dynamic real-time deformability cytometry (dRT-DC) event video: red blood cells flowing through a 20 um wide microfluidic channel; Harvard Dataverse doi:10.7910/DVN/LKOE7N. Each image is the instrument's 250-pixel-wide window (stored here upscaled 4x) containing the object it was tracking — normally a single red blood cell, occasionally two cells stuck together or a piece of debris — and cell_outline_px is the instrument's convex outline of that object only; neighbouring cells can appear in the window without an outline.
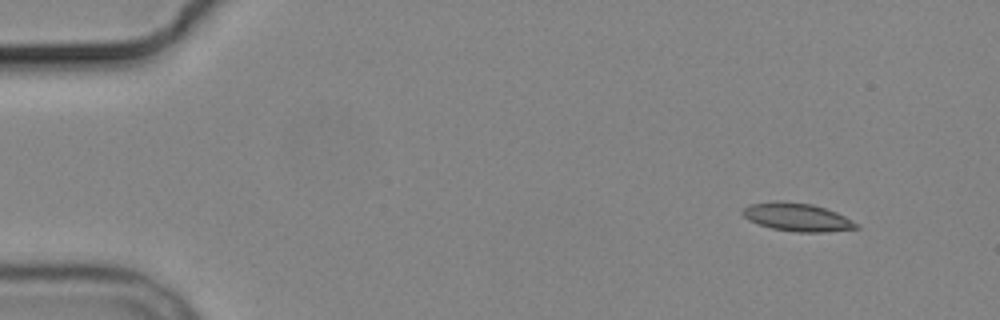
{"species": "common noctule bat (a hibernating species)", "species_latin": "Nyctalus noctula", "temperature_condition": "cold", "stored_images_in_passage": 7, "camera_frame_rate_fps": 3000, "um_per_image_px": 0.085, "animal": {"sex": "male", "body_mass_g": 19.2, "forearm_length_mm": 51.8}, "frame": {"image": 1, "passage_image": 1, "time_ms": 0.0, "image_size_px": [1000, 320], "cell_outline_px": [[860, 228], [824, 232], [796, 232], [772, 228], [748, 220], [740, 212], [748, 204], [776, 200], [784, 200], [812, 204], [836, 212], [852, 220]], "centroid_in_image_um": [67.72, 18.44], "position_along_channel_um": 17.3, "area_um2": 18.67}}
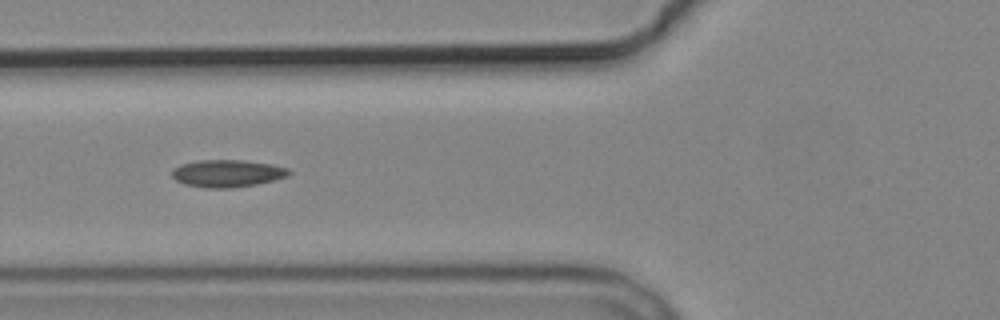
{"frame": {"image": 2, "passage_image": 6, "time_ms": 5.667, "image_size_px": [1000, 320], "cell_outline_px": [[292, 172], [288, 176], [256, 184], [232, 188], [204, 188], [184, 184], [176, 180], [172, 176], [172, 168], [180, 164], [196, 160], [244, 160], [272, 164], [288, 168]], "centroid_in_image_um": [19.3, 14.73], "position_along_channel_um": 106.5, "area_um2": 18.79}}
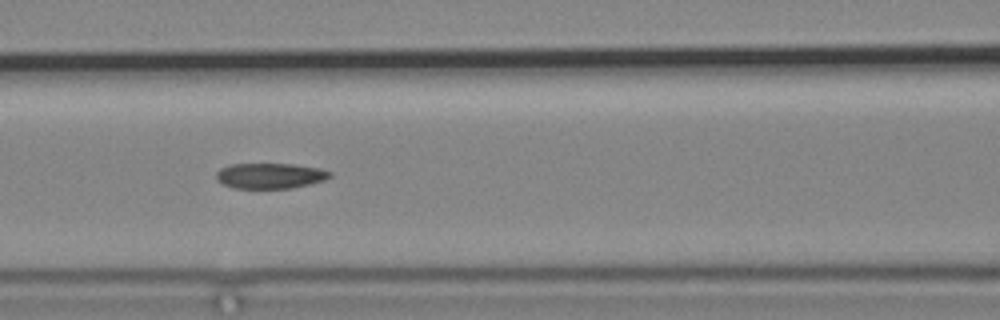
{"frame": {"image": 3, "passage_image": 7, "time_ms": 6.667, "image_size_px": [1000, 320], "cell_outline_px": [[332, 176], [324, 180], [292, 188], [232, 188], [216, 180], [216, 172], [220, 168], [232, 164], [292, 164], [320, 168], [332, 172]], "centroid_in_image_um": [22.95, 14.94], "position_along_channel_um": 143.6, "area_um2": 16.88}}